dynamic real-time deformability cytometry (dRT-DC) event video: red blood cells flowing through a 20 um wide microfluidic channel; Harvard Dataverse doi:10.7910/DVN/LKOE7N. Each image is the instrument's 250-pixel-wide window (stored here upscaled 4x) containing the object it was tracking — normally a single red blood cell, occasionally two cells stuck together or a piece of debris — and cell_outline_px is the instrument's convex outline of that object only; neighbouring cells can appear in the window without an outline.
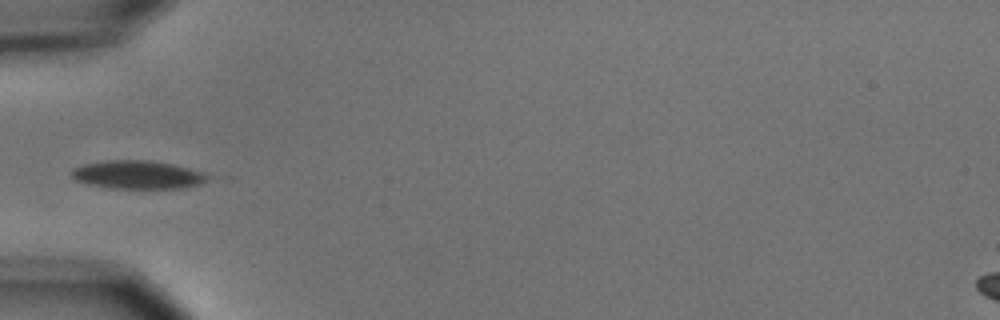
{"species": "common noctule bat (a hibernating species)", "species_latin": "Nyctalus noctula", "temperature_condition": "cold", "stored_images_in_passage": 8, "camera_frame_rate_fps": 3000, "um_per_image_px": 0.085, "animal": {"sex": "male", "body_mass_g": 15.6}, "frame": {"image": 1, "passage_image": 5, "time_ms": 5.667, "image_size_px": [1000, 320], "cell_outline_px": [[208, 176], [200, 184], [180, 188], [112, 188], [88, 184], [76, 180], [68, 172], [72, 168], [84, 164], [104, 160], [148, 160], [172, 164], [188, 168], [200, 172]], "centroid_in_image_um": [11.6, 14.84], "position_along_channel_um": 73.4, "area_um2": 22.2}}
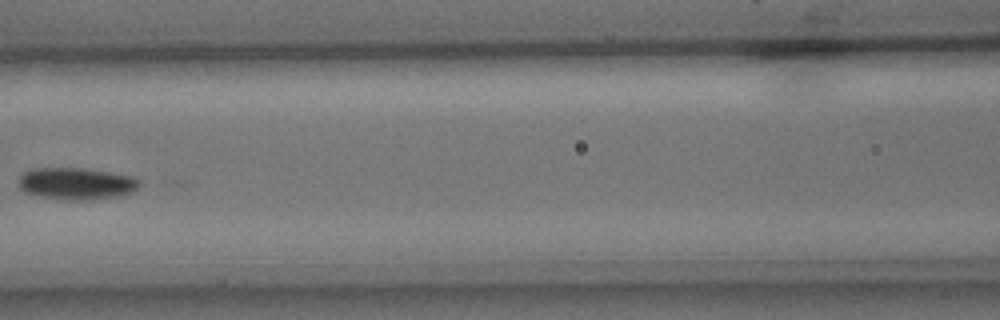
{"frame": {"image": 2, "passage_image": 7, "time_ms": 8.0, "image_size_px": [1000, 320], "cell_outline_px": [[140, 184], [132, 192], [120, 196], [96, 200], [64, 200], [36, 196], [24, 192], [16, 184], [16, 180], [24, 172], [32, 168], [84, 168], [132, 176], [140, 180]], "centroid_in_image_um": [6.44, 15.62], "position_along_channel_um": 160.2, "area_um2": 22.95}}
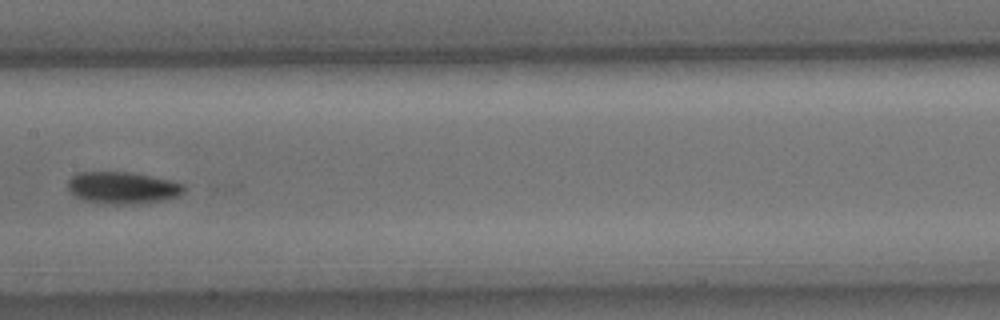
{"frame": {"image": 3, "passage_image": 8, "time_ms": 9.0, "image_size_px": [1000, 320], "cell_outline_px": [[188, 188], [180, 196], [164, 200], [140, 204], [104, 204], [84, 200], [76, 196], [68, 188], [68, 180], [76, 172], [132, 172], [172, 180], [184, 184]], "centroid_in_image_um": [10.48, 15.96], "position_along_channel_um": 196.9, "area_um2": 22.02}}